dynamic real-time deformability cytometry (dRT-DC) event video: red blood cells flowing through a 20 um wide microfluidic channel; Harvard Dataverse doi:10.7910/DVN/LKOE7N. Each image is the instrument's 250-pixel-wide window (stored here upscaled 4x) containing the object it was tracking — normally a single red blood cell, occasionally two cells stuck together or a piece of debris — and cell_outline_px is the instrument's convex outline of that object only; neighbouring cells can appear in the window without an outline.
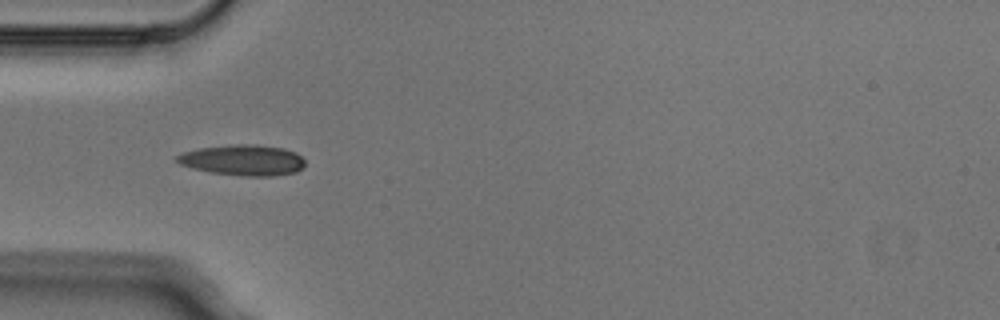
{"species": "Egyptian fruit bat (a non-hibernating species)", "species_latin": "Rousettus aegyptiacus", "temperature_condition": "cold", "stored_images_in_passage": 3, "camera_frame_rate_fps": 3000, "um_per_image_px": 0.085, "animal": {"sex": "male"}, "frame": {"image": 1, "passage_image": 1, "time_ms": 0.0, "image_size_px": [1000, 320], "cell_outline_px": [[304, 164], [296, 172], [272, 176], [244, 176], [212, 172], [192, 168], [180, 164], [176, 160], [176, 156], [184, 152], [200, 148], [236, 144], [256, 144], [284, 148], [296, 152], [304, 160]], "centroid_in_image_um": [20.66, 13.6], "position_along_channel_um": 64.3, "area_um2": 22.77}}
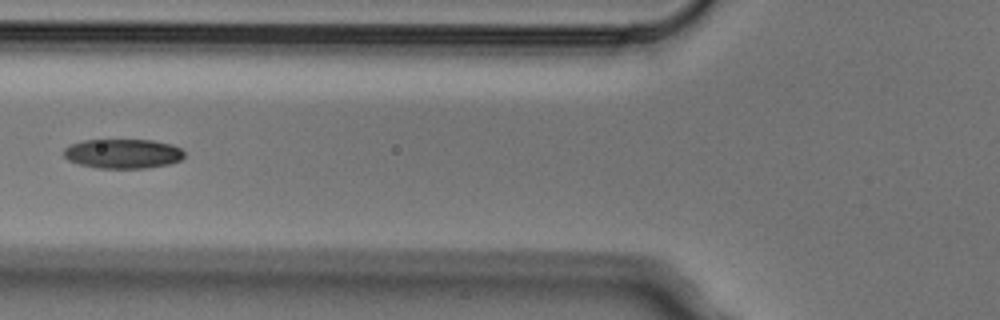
{"frame": {"image": 2, "passage_image": 2, "time_ms": 0.333, "image_size_px": [1000, 320], "cell_outline_px": [[184, 156], [180, 160], [168, 164], [144, 168], [96, 168], [76, 164], [68, 160], [64, 156], [64, 148], [72, 144], [84, 140], [152, 140], [172, 144], [180, 148], [184, 152]], "centroid_in_image_um": [10.43, 13.06], "position_along_channel_um": 115.4, "area_um2": 20.75}}
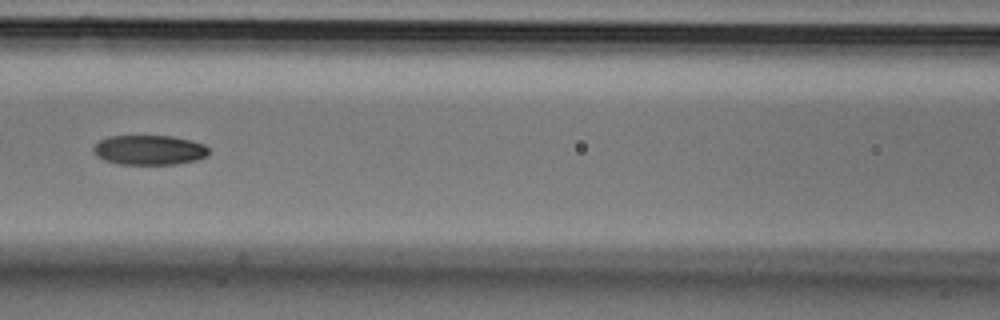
{"frame": {"image": 3, "passage_image": 3, "time_ms": 0.667, "image_size_px": [1000, 320], "cell_outline_px": [[208, 156], [196, 160], [176, 164], [120, 164], [104, 160], [96, 156], [92, 148], [100, 140], [108, 136], [172, 136], [192, 140], [204, 144], [208, 148]], "centroid_in_image_um": [12.69, 12.75], "position_along_channel_um": 153.9, "area_um2": 20.06}}